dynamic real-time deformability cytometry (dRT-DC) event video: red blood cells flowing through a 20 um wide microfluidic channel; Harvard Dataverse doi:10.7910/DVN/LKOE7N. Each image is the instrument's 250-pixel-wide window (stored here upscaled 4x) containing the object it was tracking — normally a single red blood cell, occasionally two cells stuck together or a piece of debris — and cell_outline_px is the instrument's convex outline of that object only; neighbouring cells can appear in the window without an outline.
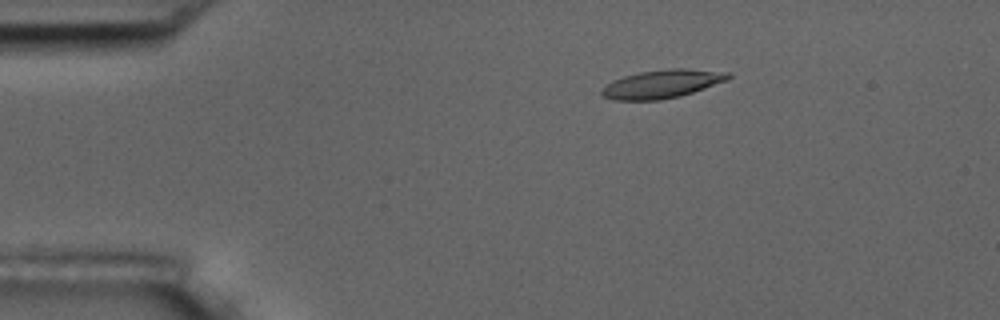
{"species": "common noctule bat (a hibernating species)", "species_latin": "Nyctalus noctula", "temperature_condition": "room temperature", "stored_images_in_passage": 56, "camera_frame_rate_fps": 3000, "um_per_image_px": 0.085, "animal": {"sex": "male", "body_mass_g": 17.5, "forearm_length_mm": 52.3}, "frame": {"image": 1, "passage_image": 10, "time_ms": 3.0, "image_size_px": [1000, 320], "cell_outline_px": [[732, 76], [728, 80], [680, 96], [660, 100], [612, 100], [600, 96], [600, 88], [612, 80], [624, 76], [640, 72], [668, 68], [688, 68], [732, 72]], "centroid_in_image_um": [56.26, 7.13], "position_along_channel_um": 28.7, "area_um2": 21.27}}
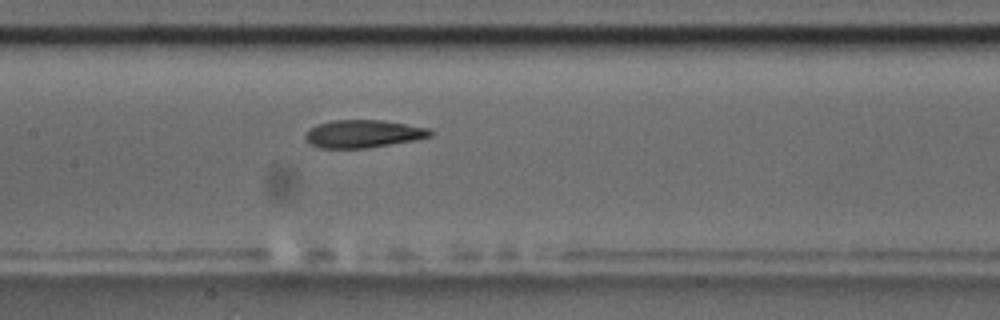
{"frame": {"image": 2, "passage_image": 27, "time_ms": 8.667, "image_size_px": [1000, 320], "cell_outline_px": [[432, 136], [416, 140], [368, 148], [320, 148], [312, 144], [304, 136], [308, 128], [316, 124], [332, 120], [384, 120], [432, 128]], "centroid_in_image_um": [30.91, 11.36], "position_along_channel_um": 176.5, "area_um2": 20.46}}
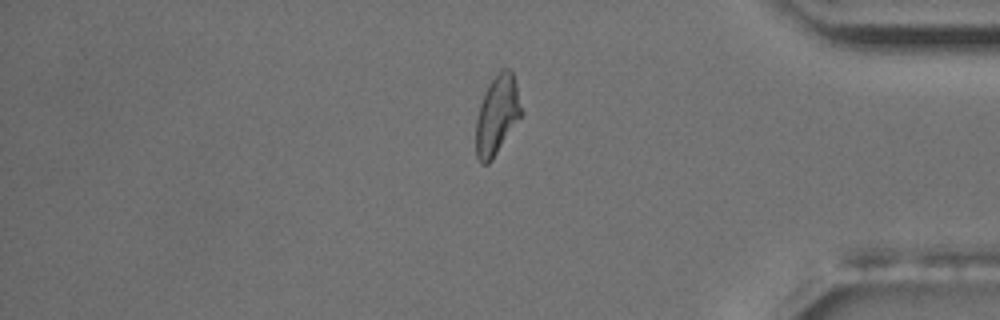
{"frame": {"image": 3, "passage_image": 47, "time_ms": 15.333, "image_size_px": [1000, 320], "cell_outline_px": [[524, 112], [492, 160], [488, 164], [480, 164], [476, 156], [476, 120], [480, 104], [484, 92], [488, 84], [500, 68], [508, 68], [512, 72], [516, 84]], "centroid_in_image_um": [42.25, 9.77], "position_along_channel_um": 392.9, "area_um2": 21.15}, "authors_computed_cell_mechanics": {"area_um2": 20.6346, "velocity_mm_per_s": 3.6236, "shape_relaxation_time_tau1_ms": 7.0217, "shape_relaxation_time_tau2_ms": 2.9594, "deformation_change_tau1": 0.2096, "deformation_change_tau2": 0.1133}}